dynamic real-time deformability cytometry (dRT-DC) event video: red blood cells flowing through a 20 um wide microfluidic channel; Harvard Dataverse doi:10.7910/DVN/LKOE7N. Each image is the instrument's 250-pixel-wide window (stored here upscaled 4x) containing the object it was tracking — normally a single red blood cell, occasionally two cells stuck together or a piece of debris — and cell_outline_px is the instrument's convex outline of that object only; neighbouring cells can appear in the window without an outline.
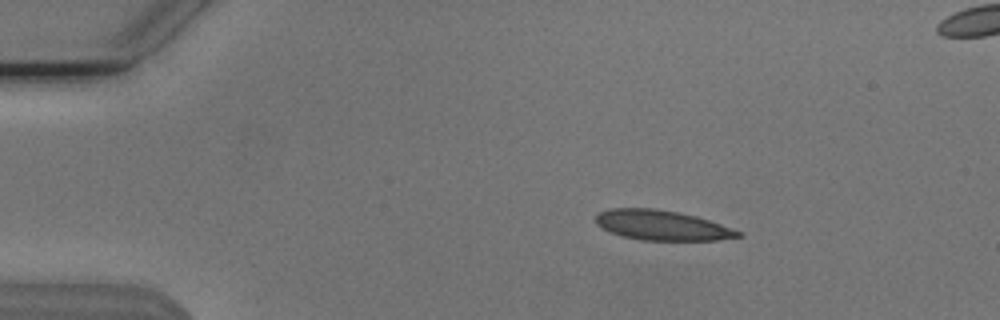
{"species": "Egyptian fruit bat (a non-hibernating species)", "species_latin": "Rousettus aegyptiacus", "temperature_condition": "cold", "stored_images_in_passage": 46, "segment_of_instrument_passage": [1, 2], "camera_frame_rate_fps": 3000, "um_per_image_px": 0.085, "animal": {"sex": "male"}, "frame": {"image": 1, "passage_image": 1, "time_ms": 0.0, "image_size_px": [1000, 320], "cell_outline_px": [[744, 236], [720, 240], [640, 240], [624, 236], [612, 232], [596, 224], [596, 216], [600, 212], [608, 208], [656, 208], [680, 212], [696, 216], [720, 224], [740, 232]], "centroid_in_image_um": [56.27, 19.14], "position_along_channel_um": 28.7, "area_um2": 24.68}}
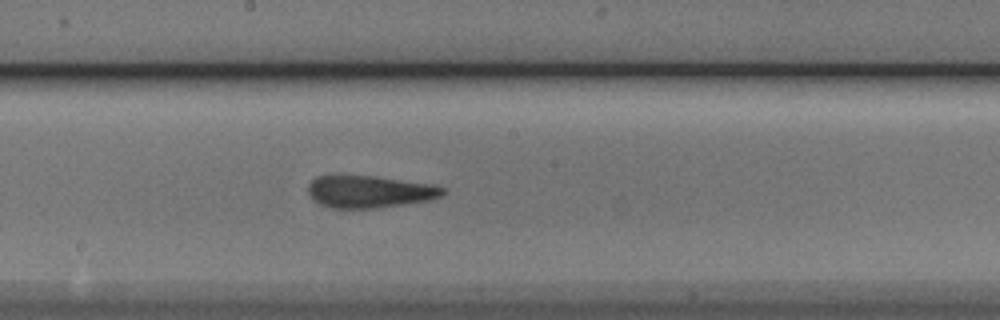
{"frame": {"image": 2, "passage_image": 21, "time_ms": 6.667, "image_size_px": [1000, 320], "cell_outline_px": [[448, 192], [444, 196], [428, 200], [404, 204], [376, 208], [332, 208], [320, 204], [308, 192], [308, 184], [316, 176], [372, 176], [432, 184], [448, 188]], "centroid_in_image_um": [31.48, 16.29], "position_along_channel_um": 216.7, "area_um2": 25.2}}
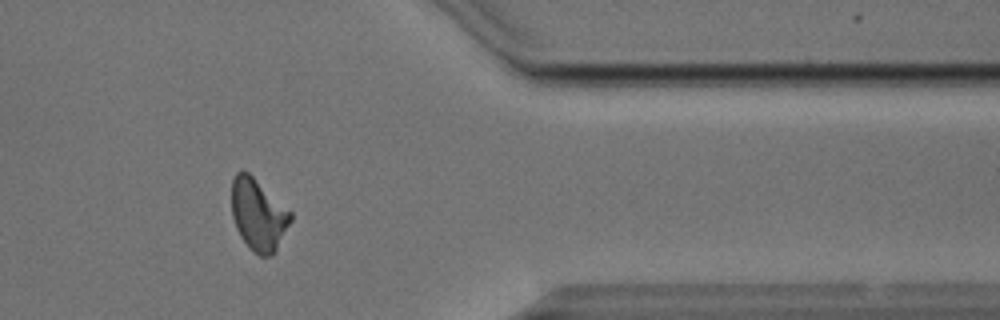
{"frame": {"image": 3, "passage_image": 36, "time_ms": 11.667, "image_size_px": [1000, 320], "cell_outline_px": [[292, 220], [276, 252], [272, 256], [260, 256], [252, 252], [248, 248], [240, 236], [236, 228], [232, 216], [232, 180], [236, 172], [240, 168], [248, 172], [292, 212]], "centroid_in_image_um": [21.96, 18.27], "position_along_channel_um": 389.4, "area_um2": 24.97}}